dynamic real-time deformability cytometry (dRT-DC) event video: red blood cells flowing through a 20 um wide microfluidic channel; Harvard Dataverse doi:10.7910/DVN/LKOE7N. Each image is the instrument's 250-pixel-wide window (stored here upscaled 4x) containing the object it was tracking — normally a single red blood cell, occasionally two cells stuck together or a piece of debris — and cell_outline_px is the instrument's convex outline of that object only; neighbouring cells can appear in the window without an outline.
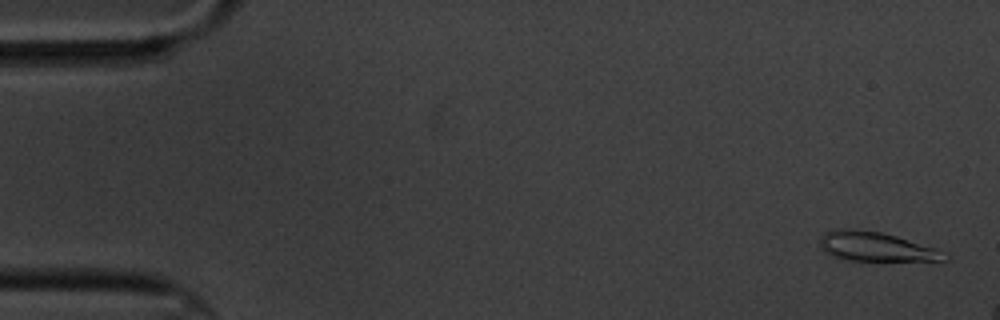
{"species": "common noctule bat (a hibernating species)", "species_latin": "Nyctalus noctula", "temperature_condition": "cold", "stored_images_in_passage": 5, "camera_frame_rate_fps": 3000, "um_per_image_px": 0.085, "animal": {"sex": "male", "body_mass_g": 20.1, "forearm_length_mm": 53.5}, "frame": {"image": 1, "passage_image": 1, "time_ms": 0.0, "image_size_px": [1000, 320], "cell_outline_px": [[952, 256], [948, 260], [848, 260], [832, 256], [824, 252], [820, 248], [820, 236], [824, 232], [836, 228], [844, 228], [880, 232], [896, 236], [936, 248], [948, 252]], "centroid_in_image_um": [74.46, 20.96], "position_along_channel_um": 10.5, "area_um2": 21.33}}